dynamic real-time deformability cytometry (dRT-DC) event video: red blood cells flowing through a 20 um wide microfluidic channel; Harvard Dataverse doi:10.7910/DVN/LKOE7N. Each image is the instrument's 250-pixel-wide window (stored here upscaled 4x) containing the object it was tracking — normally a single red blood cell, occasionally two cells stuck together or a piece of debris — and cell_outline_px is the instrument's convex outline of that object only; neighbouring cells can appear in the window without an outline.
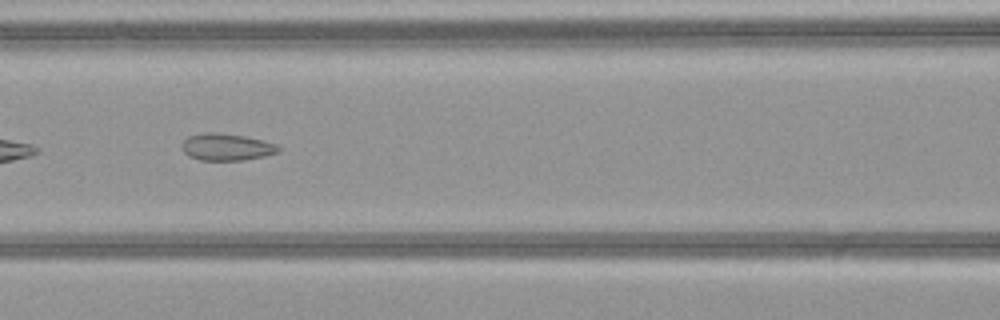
{"species": "common noctule bat (a hibernating species)", "species_latin": "Nyctalus noctula", "temperature_condition": "warm", "stored_images_in_passage": 46, "camera_frame_rate_fps": 3000, "um_per_image_px": 0.085, "animal": {"sex": "female", "body_mass_g": 21.9}, "frame": {"image": 1, "passage_image": 18, "time_ms": 5.667, "image_size_px": [1000, 320], "cell_outline_px": [[280, 152], [264, 156], [244, 160], [200, 160], [188, 156], [184, 152], [184, 140], [188, 136], [204, 132], [212, 132], [244, 136], [276, 144], [280, 148]], "centroid_in_image_um": [19.27, 12.5], "position_along_channel_um": 147.3, "area_um2": 14.97}}
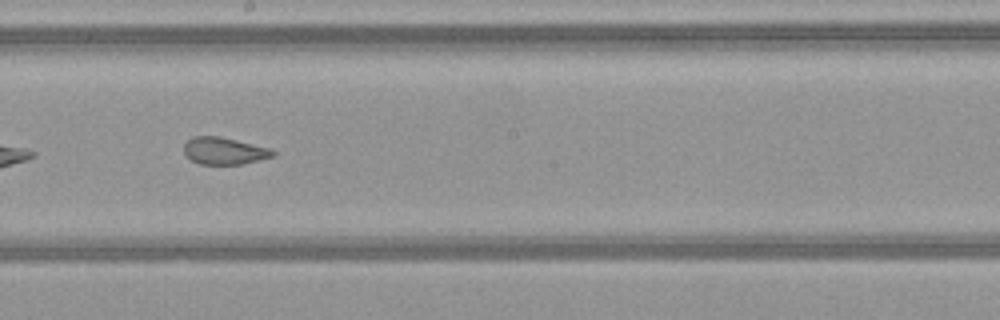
{"frame": {"image": 2, "passage_image": 24, "time_ms": 7.667, "image_size_px": [1000, 320], "cell_outline_px": [[276, 156], [244, 164], [200, 164], [192, 160], [184, 152], [184, 144], [192, 136], [220, 136], [268, 148], [276, 152]], "centroid_in_image_um": [19.07, 12.83], "position_along_channel_um": 229.1, "area_um2": 13.99}}
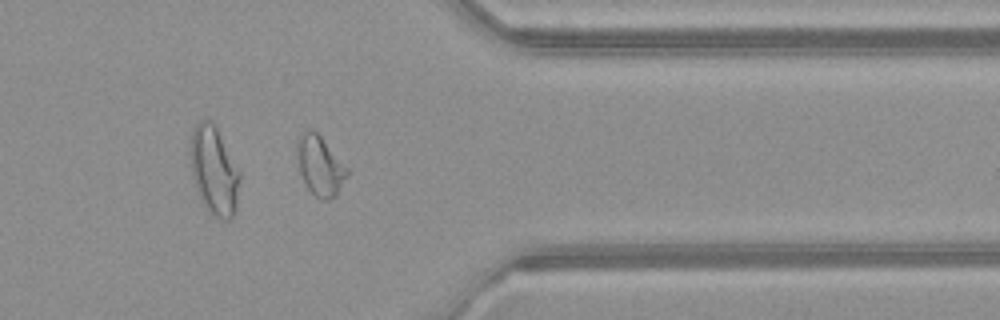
{"frame": {"image": 3, "passage_image": 36, "time_ms": 11.667, "image_size_px": [1000, 320], "cell_outline_px": [[348, 172], [336, 196], [328, 200], [324, 200], [316, 196], [308, 188], [300, 172], [296, 148], [296, 140], [300, 132], [316, 132], [320, 136], [348, 168]], "centroid_in_image_um": [27.18, 14.09], "position_along_channel_um": 384.2, "area_um2": 16.94}, "authors_computed_cell_mechanics": {"area_um2": 17.4267, "velocity_mm_per_s": 4.0979, "shape_relaxation_time_tau1_ms": null, "shape_relaxation_time_tau2_ms": 1.0702, "deformation_change_tau1": null, "deformation_change_tau2": 0.0745}}